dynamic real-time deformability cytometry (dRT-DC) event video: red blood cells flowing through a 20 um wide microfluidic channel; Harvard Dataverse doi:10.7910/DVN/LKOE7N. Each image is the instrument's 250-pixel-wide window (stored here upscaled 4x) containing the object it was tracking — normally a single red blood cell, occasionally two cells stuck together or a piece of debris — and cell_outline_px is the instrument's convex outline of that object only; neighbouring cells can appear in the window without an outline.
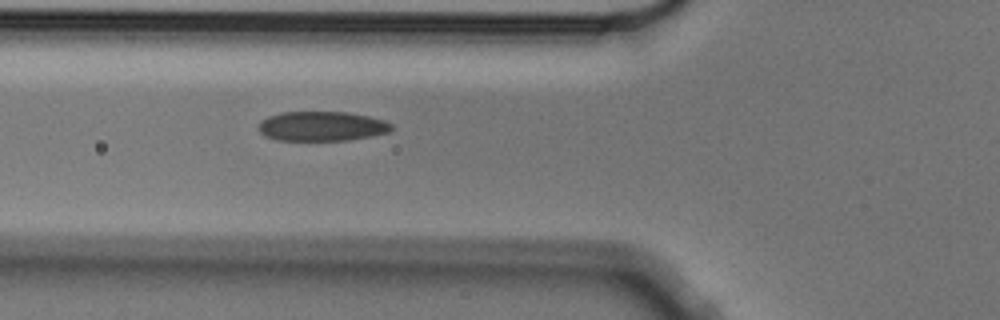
{"species": "Egyptian fruit bat (a non-hibernating species)", "species_latin": "Rousettus aegyptiacus", "temperature_condition": "cold", "stored_images_in_passage": 2, "camera_frame_rate_fps": 3000, "um_per_image_px": 0.085, "animal": {"sex": "male"}, "frame": {"image": 1, "passage_image": 2, "time_ms": 0.333, "image_size_px": [1000, 320], "cell_outline_px": [[396, 128], [388, 132], [372, 136], [348, 140], [276, 140], [264, 136], [256, 128], [260, 120], [268, 116], [280, 112], [348, 112], [368, 116], [384, 120], [392, 124]], "centroid_in_image_um": [27.33, 10.72], "position_along_channel_um": 98.5, "area_um2": 23.24}}